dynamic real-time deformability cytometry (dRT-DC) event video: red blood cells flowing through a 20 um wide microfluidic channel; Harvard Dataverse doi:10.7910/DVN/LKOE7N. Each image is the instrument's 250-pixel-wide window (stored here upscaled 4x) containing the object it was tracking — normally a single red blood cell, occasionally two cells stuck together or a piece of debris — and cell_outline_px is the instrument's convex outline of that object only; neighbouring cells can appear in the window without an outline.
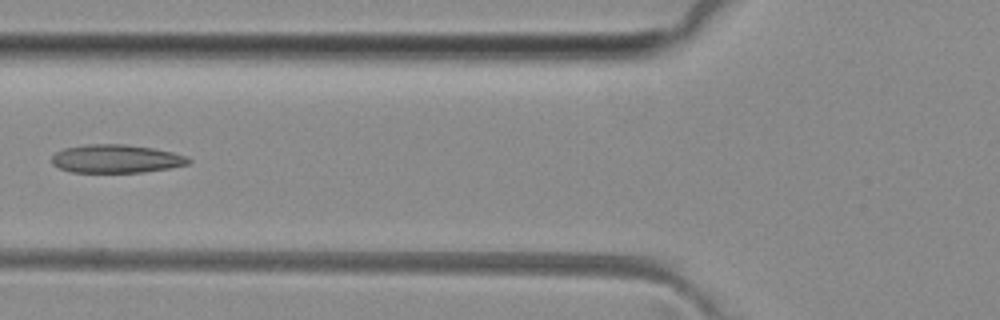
{"species": "common noctule bat (a hibernating species)", "species_latin": "Nyctalus noctula", "temperature_condition": "room temperature", "stored_images_in_passage": 6, "camera_frame_rate_fps": 3000, "um_per_image_px": 0.085, "animal": {"sex": "female", "body_mass_g": 29.2, "forearm_length_mm": 56.3}, "frame": {"image": 1, "passage_image": 5, "time_ms": 4.667, "image_size_px": [1000, 320], "cell_outline_px": [[192, 160], [188, 164], [168, 168], [144, 172], [72, 172], [60, 168], [52, 164], [52, 156], [56, 152], [64, 148], [84, 144], [124, 144], [152, 148], [172, 152], [188, 156]], "centroid_in_image_um": [9.87, 13.49], "position_along_channel_um": 115.9, "area_um2": 22.54}}
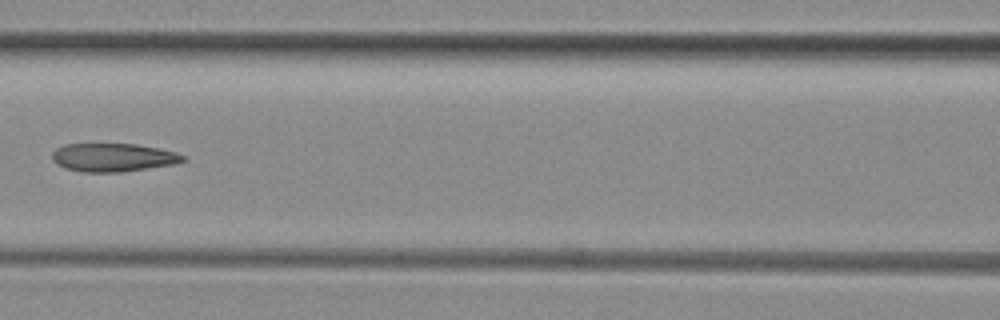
{"frame": {"image": 2, "passage_image": 6, "time_ms": 5.667, "image_size_px": [1000, 320], "cell_outline_px": [[184, 160], [176, 164], [124, 172], [84, 172], [64, 168], [56, 164], [52, 160], [52, 152], [56, 148], [64, 144], [136, 144], [176, 152], [184, 156]], "centroid_in_image_um": [9.58, 13.39], "position_along_channel_um": 157.0, "area_um2": 21.68}}